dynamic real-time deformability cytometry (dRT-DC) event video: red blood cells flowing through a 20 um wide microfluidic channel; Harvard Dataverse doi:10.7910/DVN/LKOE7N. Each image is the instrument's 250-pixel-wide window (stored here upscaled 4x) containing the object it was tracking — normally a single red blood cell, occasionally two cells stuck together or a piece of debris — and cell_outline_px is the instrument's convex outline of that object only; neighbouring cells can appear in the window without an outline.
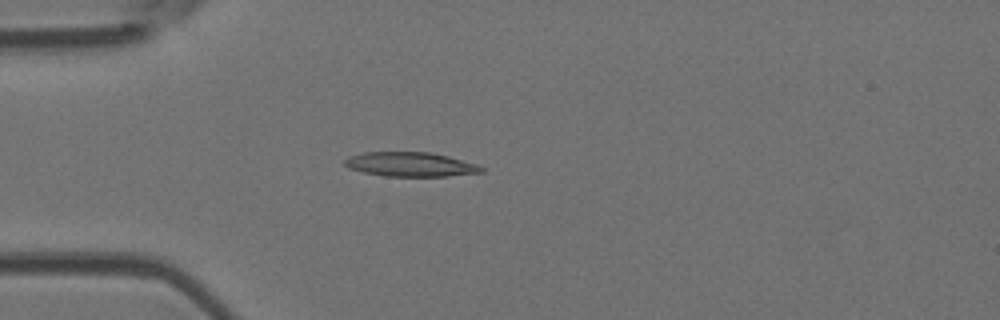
{"species": "Egyptian fruit bat (a non-hibernating species)", "species_latin": "Rousettus aegyptiacus", "temperature_condition": "room temperature", "stored_images_in_passage": 5, "camera_frame_rate_fps": 3000, "um_per_image_px": 0.085, "animal": {"sex": "female"}, "frame": {"image": 1, "passage_image": 4, "time_ms": 4.667, "image_size_px": [1000, 320], "cell_outline_px": [[484, 172], [448, 176], [384, 176], [364, 172], [348, 168], [344, 164], [344, 160], [348, 156], [364, 152], [432, 152], [448, 156], [476, 164], [484, 168]], "centroid_in_image_um": [34.87, 13.97], "position_along_channel_um": 50.1, "area_um2": 19.42}}